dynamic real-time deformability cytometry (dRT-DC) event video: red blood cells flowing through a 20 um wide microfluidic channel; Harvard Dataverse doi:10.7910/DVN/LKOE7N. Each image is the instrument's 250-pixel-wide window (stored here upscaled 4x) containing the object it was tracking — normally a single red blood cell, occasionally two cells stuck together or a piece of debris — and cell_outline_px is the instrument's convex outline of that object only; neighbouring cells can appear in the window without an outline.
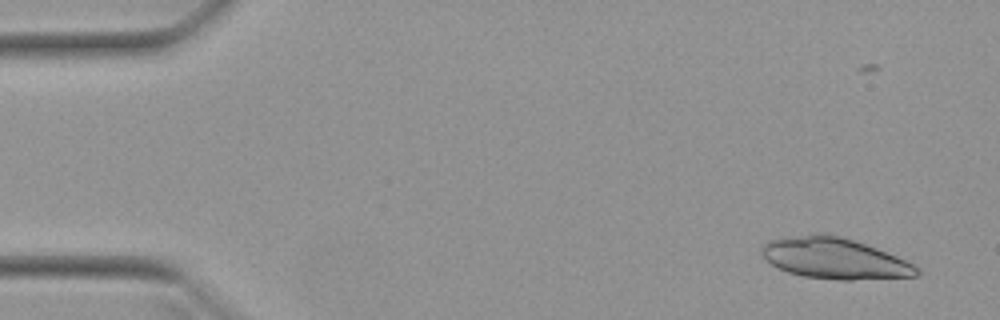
{"species": "Egyptian fruit bat (a non-hibernating species)", "species_latin": "Rousettus aegyptiacus", "temperature_condition": "warm", "stored_images_in_passage": 51, "camera_frame_rate_fps": 3000, "um_per_image_px": 0.085, "animal": {"sex": "female"}, "frame": {"image": 1, "passage_image": 3, "time_ms": 0.667, "image_size_px": [1000, 320], "cell_outline_px": [[920, 276], [852, 280], [836, 280], [804, 276], [788, 272], [772, 264], [760, 252], [764, 244], [772, 240], [804, 236], [840, 236], [856, 240], [896, 256], [920, 268]], "centroid_in_image_um": [71.02, 22.01], "position_along_channel_um": 14.0, "area_um2": 36.07}}